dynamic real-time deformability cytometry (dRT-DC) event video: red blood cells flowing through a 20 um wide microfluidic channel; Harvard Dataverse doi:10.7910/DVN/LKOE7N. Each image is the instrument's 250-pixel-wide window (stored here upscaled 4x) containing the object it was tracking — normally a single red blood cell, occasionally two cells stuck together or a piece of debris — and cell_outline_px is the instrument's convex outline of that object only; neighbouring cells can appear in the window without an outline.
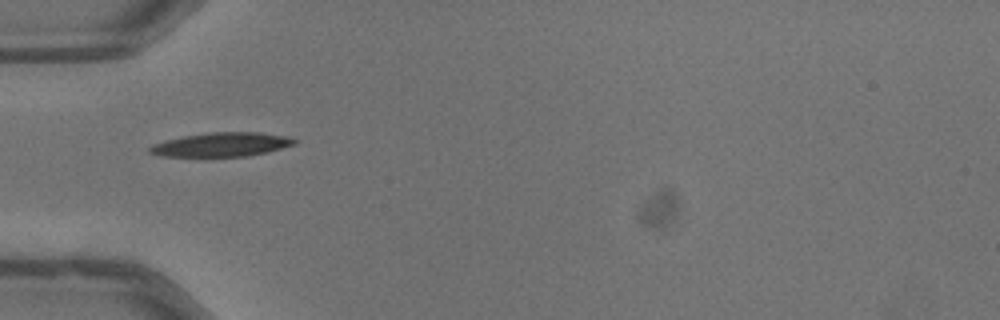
{"species": "common noctule bat (a hibernating species)", "species_latin": "Nyctalus noctula", "temperature_condition": "warm", "stored_images_in_passage": 35, "camera_frame_rate_fps": 3000, "um_per_image_px": 0.085, "animal": {"sex": "male", "body_mass_g": 13.3}, "frame": {"image": 1, "passage_image": 1, "time_ms": 0.0, "image_size_px": [1000, 320], "cell_outline_px": [[296, 144], [248, 156], [160, 156], [148, 152], [148, 148], [152, 144], [184, 136], [208, 132], [260, 132], [288, 136], [296, 140]], "centroid_in_image_um": [18.82, 12.28], "position_along_channel_um": 66.2, "area_um2": 20.06}}
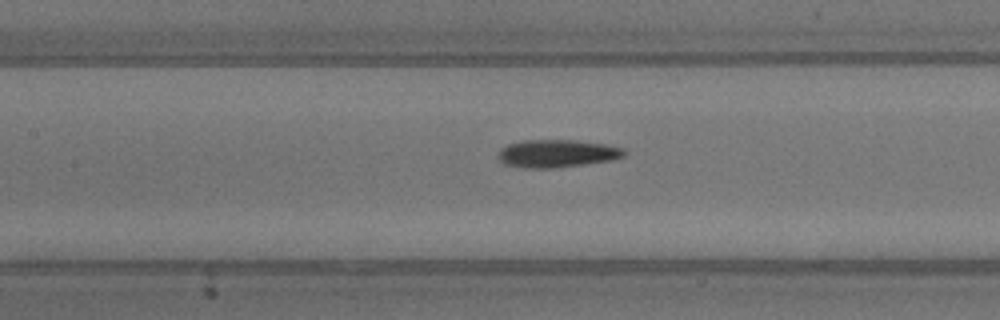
{"frame": {"image": 2, "passage_image": 8, "time_ms": 2.333, "image_size_px": [1000, 320], "cell_outline_px": [[628, 152], [624, 156], [612, 160], [584, 164], [552, 168], [528, 168], [504, 164], [500, 160], [500, 148], [508, 144], [524, 140], [576, 140], [604, 144], [624, 148]], "centroid_in_image_um": [47.38, 13.04], "position_along_channel_um": 160.0, "area_um2": 20.29}}
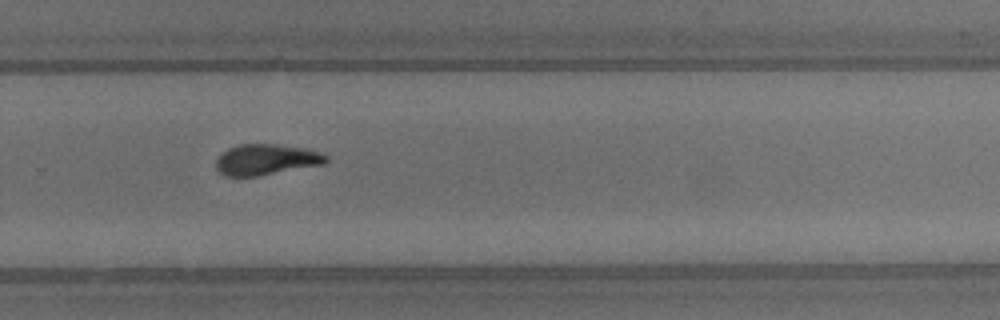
{"frame": {"image": 3, "passage_image": 19, "time_ms": 6.0, "image_size_px": [1000, 320], "cell_outline_px": [[328, 160], [324, 164], [260, 176], [224, 176], [216, 168], [216, 160], [228, 148], [240, 144], [276, 144], [304, 148], [320, 152], [328, 156]], "centroid_in_image_um": [22.64, 13.57], "position_along_channel_um": 307.2, "area_um2": 19.77}, "authors_computed_cell_mechanics": {"area_um2": 19.8832, "velocity_mm_per_s": 4.0413, "shape_relaxation_time_tau1_ms": 5.0842, "shape_relaxation_time_tau2_ms": 4.392, "deformation_change_tau1": 0.2097, "deformation_change_tau2": 0.1049}}